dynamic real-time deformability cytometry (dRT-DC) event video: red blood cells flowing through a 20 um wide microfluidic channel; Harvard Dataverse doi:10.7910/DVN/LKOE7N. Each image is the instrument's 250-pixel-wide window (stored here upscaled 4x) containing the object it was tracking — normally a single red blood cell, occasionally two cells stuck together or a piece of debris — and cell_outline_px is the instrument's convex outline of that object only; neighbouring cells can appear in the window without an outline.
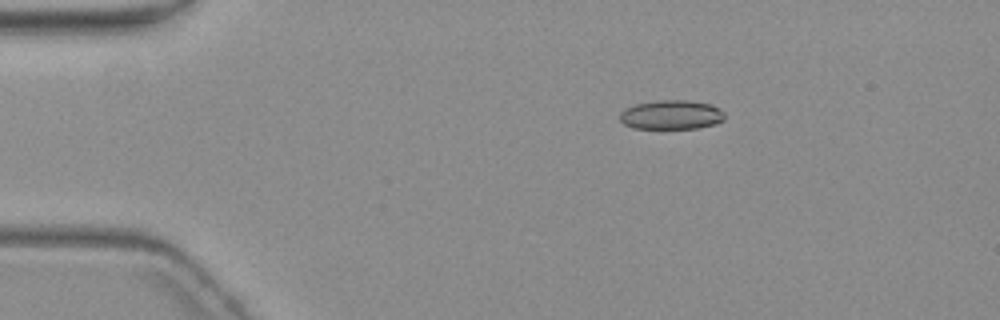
{"species": "common noctule bat (a hibernating species)", "species_latin": "Nyctalus noctula", "temperature_condition": "warm", "stored_images_in_passage": 3, "camera_frame_rate_fps": 3000, "um_per_image_px": 0.085, "animal": {"sex": "female", "body_mass_g": 19.3, "forearm_length_mm": 54.1}, "frame": {"image": 1, "passage_image": 1, "time_ms": 0.0, "image_size_px": [1000, 320], "cell_outline_px": [[724, 120], [716, 124], [696, 128], [632, 128], [624, 124], [620, 120], [620, 112], [624, 108], [636, 104], [656, 100], [688, 100], [712, 104], [720, 108], [724, 112]], "centroid_in_image_um": [57.08, 9.75], "position_along_channel_um": 27.9, "area_um2": 18.03}}